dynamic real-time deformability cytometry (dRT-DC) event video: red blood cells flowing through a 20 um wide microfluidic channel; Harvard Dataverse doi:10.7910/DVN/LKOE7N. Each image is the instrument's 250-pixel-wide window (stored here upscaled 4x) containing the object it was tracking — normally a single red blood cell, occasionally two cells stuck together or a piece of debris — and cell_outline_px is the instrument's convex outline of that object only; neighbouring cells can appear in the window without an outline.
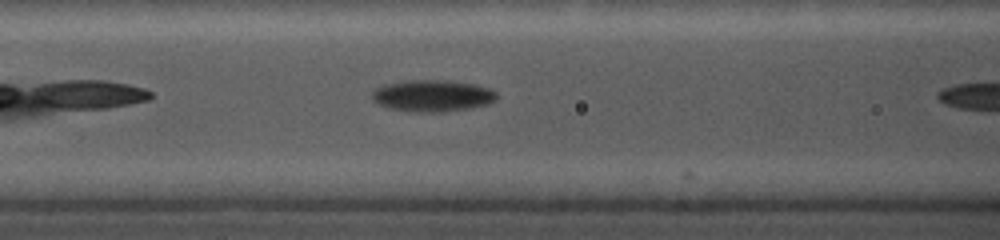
{"species": "common noctule bat (a hibernating species)", "species_latin": "Nyctalus noctula", "temperature_condition": "cold", "stored_images_in_passage": 5, "camera_frame_rate_fps": 5000, "um_per_image_px": 0.085, "animal": {"sex": "female", "body_mass_g": 19.0, "forearm_length_mm": 56.7}, "frame": {"image": 1, "passage_image": 4, "time_ms": 1.6, "image_size_px": [1000, 240], "cell_outline_px": [[496, 100], [488, 104], [472, 108], [444, 112], [408, 112], [376, 104], [372, 100], [372, 92], [376, 88], [384, 84], [408, 80], [444, 80], [476, 84], [488, 88], [496, 92]], "centroid_in_image_um": [36.75, 8.14], "position_along_channel_um": 129.9, "area_um2": 23.24}}